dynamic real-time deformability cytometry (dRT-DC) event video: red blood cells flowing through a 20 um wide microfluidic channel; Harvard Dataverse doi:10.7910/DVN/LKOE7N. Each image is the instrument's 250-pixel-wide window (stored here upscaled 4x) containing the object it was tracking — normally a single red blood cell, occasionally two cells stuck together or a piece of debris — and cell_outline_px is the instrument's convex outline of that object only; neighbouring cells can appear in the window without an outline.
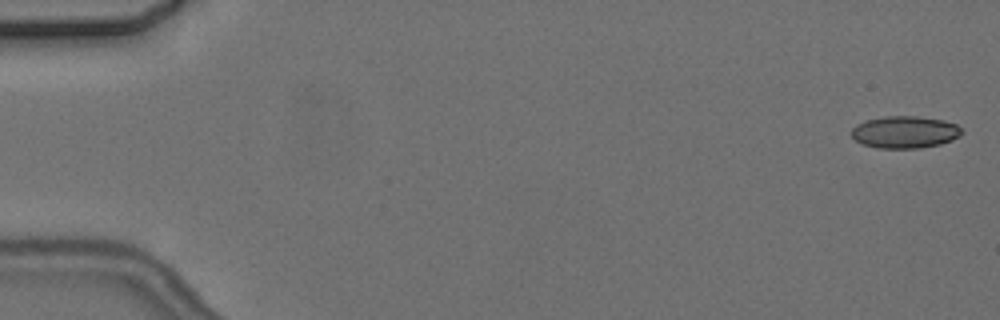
{"species": "common noctule bat (a hibernating species)", "species_latin": "Nyctalus noctula", "temperature_condition": "cold", "stored_images_in_passage": 5, "camera_frame_rate_fps": 3000, "um_per_image_px": 0.085, "animal": {"sex": "female", "body_mass_g": 24.6, "forearm_length_mm": 56.2}, "frame": {"image": 1, "passage_image": 1, "time_ms": 0.0, "image_size_px": [1000, 320], "cell_outline_px": [[964, 132], [960, 136], [952, 140], [940, 144], [920, 148], [876, 148], [860, 144], [852, 136], [852, 128], [856, 124], [868, 120], [884, 116], [916, 116], [944, 120], [956, 124]], "centroid_in_image_um": [76.92, 11.23], "position_along_channel_um": 8.1, "area_um2": 20.75}}
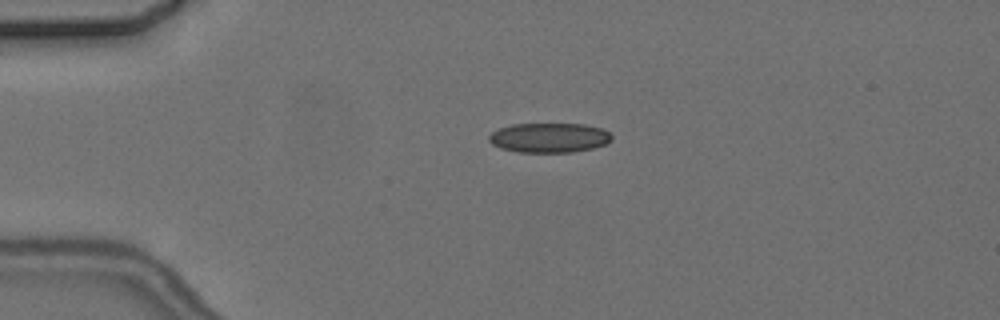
{"frame": {"image": 2, "passage_image": 4, "time_ms": 4.0, "image_size_px": [1000, 320], "cell_outline_px": [[612, 140], [604, 144], [592, 148], [572, 152], [516, 152], [500, 148], [492, 144], [488, 140], [488, 136], [492, 132], [500, 128], [512, 124], [584, 124], [604, 128], [612, 136]], "centroid_in_image_um": [46.67, 11.7], "position_along_channel_um": 38.3, "area_um2": 21.27}}